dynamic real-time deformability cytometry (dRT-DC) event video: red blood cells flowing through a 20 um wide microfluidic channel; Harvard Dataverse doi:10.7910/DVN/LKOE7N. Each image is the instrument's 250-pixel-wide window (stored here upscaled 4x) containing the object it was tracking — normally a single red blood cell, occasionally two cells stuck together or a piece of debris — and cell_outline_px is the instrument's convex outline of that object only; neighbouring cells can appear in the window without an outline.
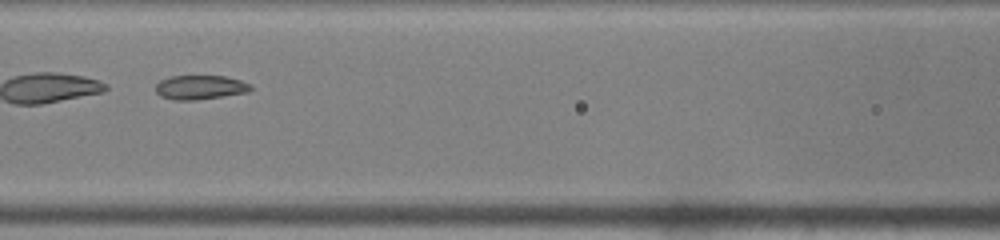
{"species": "common noctule bat (a hibernating species)", "species_latin": "Nyctalus noctula", "temperature_condition": "warm", "stored_images_in_passage": 40, "camera_frame_rate_fps": 3000, "um_per_image_px": 0.085, "animal": {"sex": "male", "body_mass_g": 19.0, "forearm_length_mm": 50.8}, "frame": {"image": 1, "passage_image": 15, "time_ms": 4.667, "image_size_px": [1000, 240], "cell_outline_px": [[252, 88], [248, 92], [224, 96], [196, 100], [172, 100], [160, 96], [156, 92], [156, 84], [160, 80], [168, 76], [224, 76], [240, 80], [252, 84]], "centroid_in_image_um": [17.0, 7.42], "position_along_channel_um": 149.6, "area_um2": 13.53}}
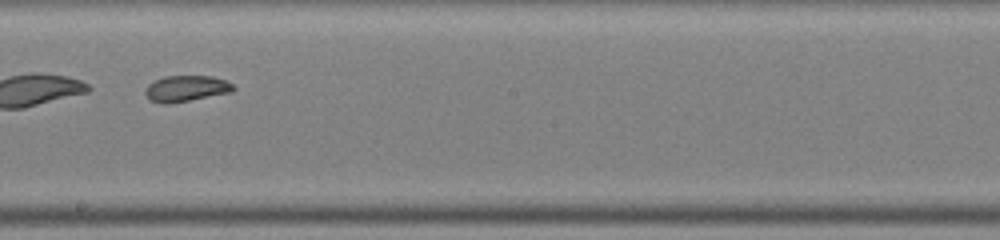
{"frame": {"image": 2, "passage_image": 21, "time_ms": 6.667, "image_size_px": [1000, 240], "cell_outline_px": [[236, 88], [232, 92], [188, 100], [164, 104], [152, 100], [144, 92], [144, 88], [148, 84], [164, 76], [212, 76], [224, 80], [232, 84]], "centroid_in_image_um": [15.82, 7.51], "position_along_channel_um": 232.4, "area_um2": 13.12}}
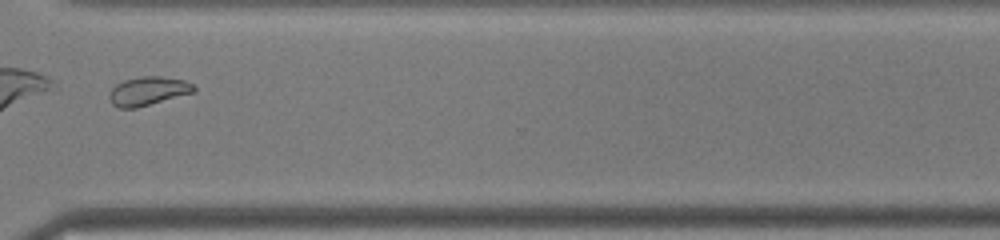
{"frame": {"image": 3, "passage_image": 30, "time_ms": 9.667, "image_size_px": [1000, 240], "cell_outline_px": [[196, 92], [136, 108], [120, 108], [112, 104], [108, 96], [112, 88], [116, 84], [124, 80], [140, 76], [164, 76], [184, 80], [192, 84], [196, 88]], "centroid_in_image_um": [12.6, 7.73], "position_along_channel_um": 358.0, "area_um2": 14.28}}